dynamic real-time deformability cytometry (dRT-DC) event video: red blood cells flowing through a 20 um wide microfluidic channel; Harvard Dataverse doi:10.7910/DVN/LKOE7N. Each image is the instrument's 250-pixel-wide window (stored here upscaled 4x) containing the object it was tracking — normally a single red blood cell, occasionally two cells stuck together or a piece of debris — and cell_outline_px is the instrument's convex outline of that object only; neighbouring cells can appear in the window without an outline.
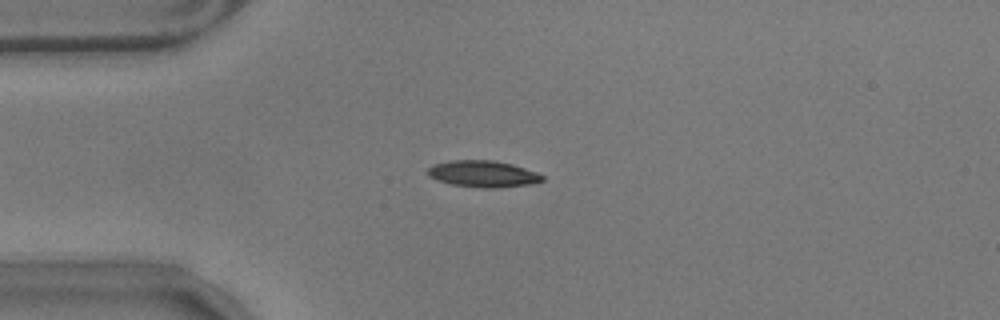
{"species": "common noctule bat (a hibernating species)", "species_latin": "Nyctalus noctula", "temperature_condition": "warm", "stored_images_in_passage": 57, "camera_frame_rate_fps": 3000, "um_per_image_px": 0.085, "animal": {"sex": "male", "body_mass_g": 17.9}, "frame": {"image": 1, "passage_image": 14, "time_ms": 4.333, "image_size_px": [1000, 320], "cell_outline_px": [[544, 180], [532, 184], [492, 188], [484, 188], [452, 184], [428, 176], [428, 168], [432, 164], [452, 160], [492, 160], [512, 164], [536, 172], [544, 176]], "centroid_in_image_um": [41.07, 14.77], "position_along_channel_um": 43.9, "area_um2": 17.57}}
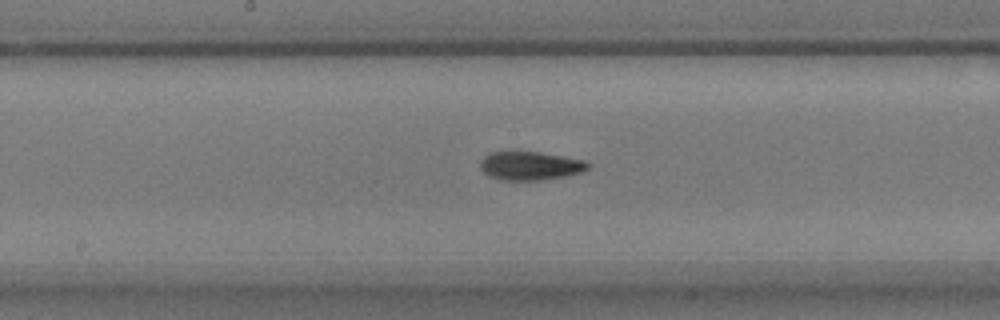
{"frame": {"image": 2, "passage_image": 29, "time_ms": 9.333, "image_size_px": [1000, 320], "cell_outline_px": [[592, 164], [588, 168], [580, 172], [568, 176], [540, 180], [500, 180], [488, 176], [480, 168], [480, 160], [484, 156], [492, 152], [540, 152], [564, 156], [584, 160]], "centroid_in_image_um": [45.07, 14.1], "position_along_channel_um": 203.1, "area_um2": 18.03}}
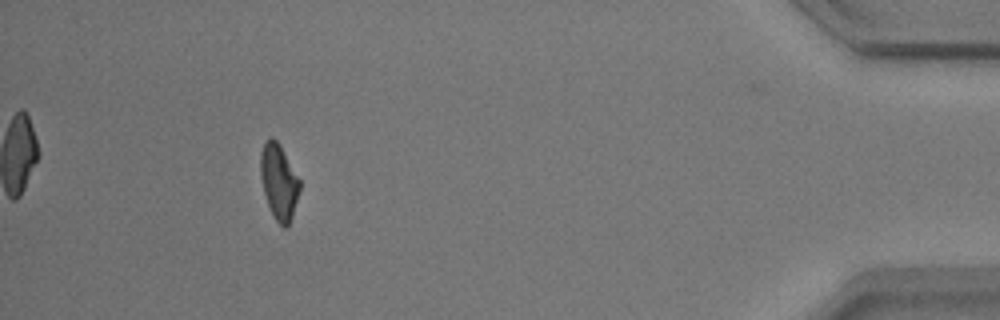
{"frame": {"image": 3, "passage_image": 52, "time_ms": 17.0, "image_size_px": [1000, 320], "cell_outline_px": [[300, 188], [292, 216], [288, 228], [284, 228], [276, 220], [268, 204], [264, 192], [260, 176], [260, 152], [264, 140], [272, 136], [280, 144], [300, 180]], "centroid_in_image_um": [23.69, 15.4], "position_along_channel_um": 411.5, "area_um2": 17.22}, "authors_computed_cell_mechanics": {"area_um2": 17.34, "velocity_mm_per_s": 3.5317, "shape_relaxation_time_tau1_ms": 6.7821, "shape_relaxation_time_tau2_ms": 2.9972, "deformation_change_tau1": 0.1929, "deformation_change_tau2": 0.0929}}